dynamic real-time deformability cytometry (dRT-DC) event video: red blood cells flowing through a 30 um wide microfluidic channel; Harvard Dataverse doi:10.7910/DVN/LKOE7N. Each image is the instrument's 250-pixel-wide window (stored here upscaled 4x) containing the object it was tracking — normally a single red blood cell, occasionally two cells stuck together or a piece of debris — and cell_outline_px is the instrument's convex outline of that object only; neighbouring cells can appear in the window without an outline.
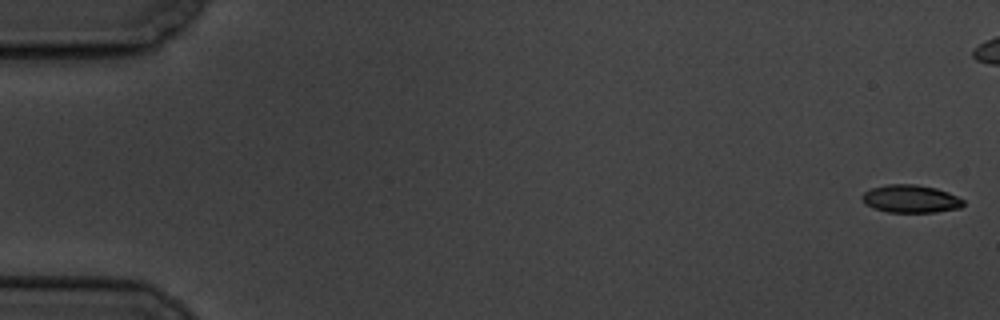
{"species": "common noctule bat (a hibernating species)", "species_latin": "Nyctalus noctula", "temperature_condition": "cold", "stored_images_in_passage": 8, "segment_of_instrument_passage": [1, 2], "camera_frame_rate_fps": 3000, "um_per_image_px": 0.085, "animal": {"sex": "male", "body_mass_g": 19.5, "forearm_length_mm": 54.6}, "frame": {"image": 1, "passage_image": 1, "time_ms": 0.0, "image_size_px": [1000, 320], "cell_outline_px": [[964, 204], [960, 208], [936, 212], [888, 212], [872, 208], [864, 204], [860, 196], [864, 192], [872, 188], [888, 184], [916, 184], [936, 188], [948, 192], [964, 200]], "centroid_in_image_um": [77.38, 16.9], "position_along_channel_um": 7.6, "area_um2": 16.53}}
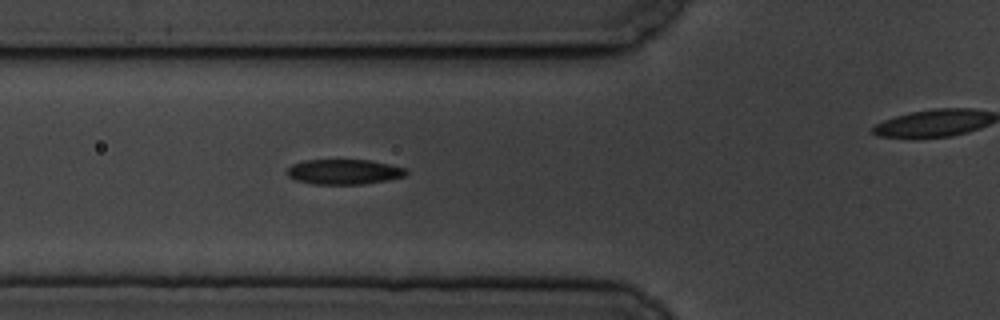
{"frame": {"image": 2, "passage_image": 7, "time_ms": 7.0, "image_size_px": [1000, 320], "cell_outline_px": [[408, 172], [404, 176], [388, 180], [364, 184], [312, 184], [296, 180], [288, 176], [284, 172], [292, 164], [304, 160], [368, 160], [388, 164], [404, 168]], "centroid_in_image_um": [29.19, 14.61], "position_along_channel_um": 96.6, "area_um2": 17.4}}